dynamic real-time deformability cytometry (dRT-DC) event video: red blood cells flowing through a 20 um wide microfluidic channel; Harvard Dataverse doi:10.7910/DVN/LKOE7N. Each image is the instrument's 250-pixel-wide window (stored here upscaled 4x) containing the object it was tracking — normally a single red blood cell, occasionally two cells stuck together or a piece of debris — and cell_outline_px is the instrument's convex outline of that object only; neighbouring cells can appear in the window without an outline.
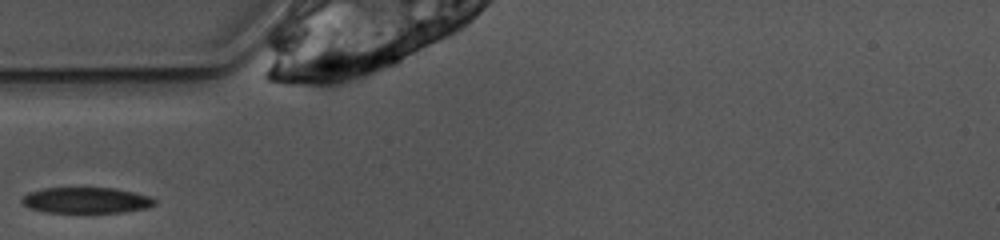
{"species": "common noctule bat (a hibernating species)", "species_latin": "Nyctalus noctula", "temperature_condition": "warm", "stored_images_in_passage": 23, "camera_frame_rate_fps": 3000, "um_per_image_px": 0.085, "animal": {"sex": "female", "body_mass_g": 10.0, "forearm_length_mm": 53.1}, "frame": {"image": 1, "passage_image": 1, "time_ms": 0.0, "image_size_px": [1000, 240], "cell_outline_px": [[156, 204], [148, 208], [120, 212], [44, 212], [28, 208], [20, 200], [28, 192], [44, 188], [116, 188], [152, 196], [156, 200]], "centroid_in_image_um": [7.35, 17.02], "position_along_channel_um": 77.7, "area_um2": 20.11}}
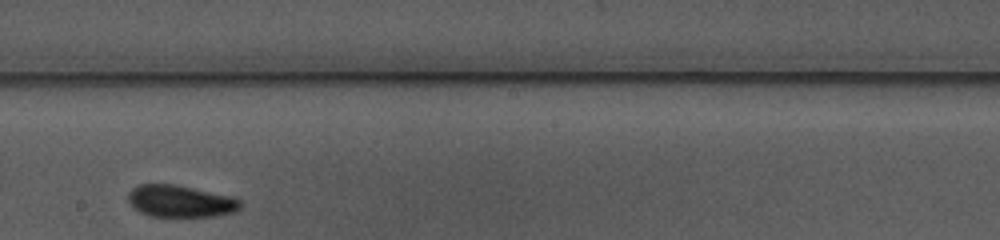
{"frame": {"image": 2, "passage_image": 13, "time_ms": 4.0, "image_size_px": [1000, 240], "cell_outline_px": [[244, 204], [236, 212], [216, 216], [148, 216], [140, 212], [128, 200], [128, 192], [136, 184], [176, 184], [232, 196], [240, 200]], "centroid_in_image_um": [15.37, 17.09], "position_along_channel_um": 232.8, "area_um2": 21.1}}
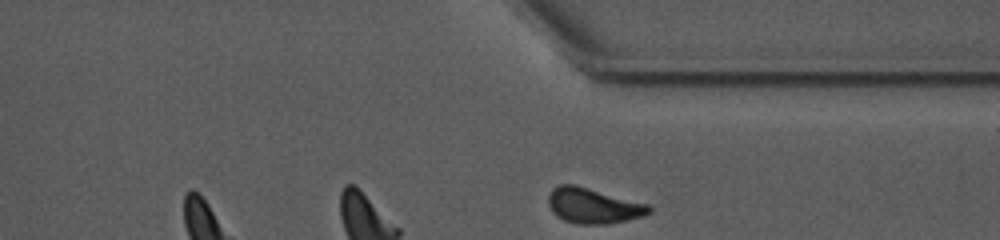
{"frame": {"image": 3, "passage_image": 23, "time_ms": 7.333, "image_size_px": [1000, 240], "cell_outline_px": [[652, 212], [644, 216], [628, 220], [608, 224], [580, 224], [564, 220], [556, 216], [552, 212], [548, 204], [548, 196], [552, 188], [560, 184], [572, 184], [648, 204], [652, 208]], "centroid_in_image_um": [50.42, 17.5], "position_along_channel_um": 361.0, "area_um2": 20.69}}